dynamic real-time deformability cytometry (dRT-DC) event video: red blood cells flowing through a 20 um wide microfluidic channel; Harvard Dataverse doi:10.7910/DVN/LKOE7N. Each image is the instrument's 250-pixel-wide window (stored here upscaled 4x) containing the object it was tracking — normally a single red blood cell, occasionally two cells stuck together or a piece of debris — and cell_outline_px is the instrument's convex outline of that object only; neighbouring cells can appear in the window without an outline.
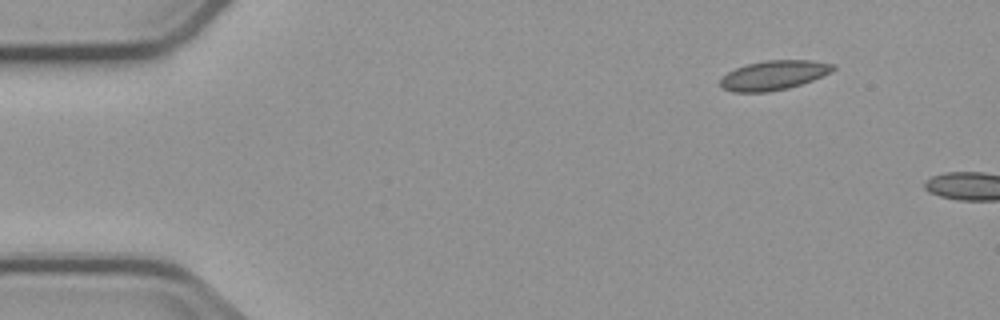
{"species": "common noctule bat (a hibernating species)", "species_latin": "Nyctalus noctula", "temperature_condition": "cold", "stored_images_in_passage": 4, "camera_frame_rate_fps": 3000, "um_per_image_px": 0.085, "animal": {"sex": "male", "body_mass_g": 23.1, "forearm_length_mm": 52.7}, "frame": {"image": 1, "passage_image": 4, "time_ms": 4.0, "image_size_px": [1000, 320], "cell_outline_px": [[836, 68], [832, 72], [812, 80], [788, 88], [768, 92], [732, 92], [724, 88], [720, 84], [720, 80], [728, 72], [736, 68], [748, 64], [764, 60], [812, 60], [836, 64]], "centroid_in_image_um": [65.81, 6.39], "position_along_channel_um": 19.2, "area_um2": 19.31}}